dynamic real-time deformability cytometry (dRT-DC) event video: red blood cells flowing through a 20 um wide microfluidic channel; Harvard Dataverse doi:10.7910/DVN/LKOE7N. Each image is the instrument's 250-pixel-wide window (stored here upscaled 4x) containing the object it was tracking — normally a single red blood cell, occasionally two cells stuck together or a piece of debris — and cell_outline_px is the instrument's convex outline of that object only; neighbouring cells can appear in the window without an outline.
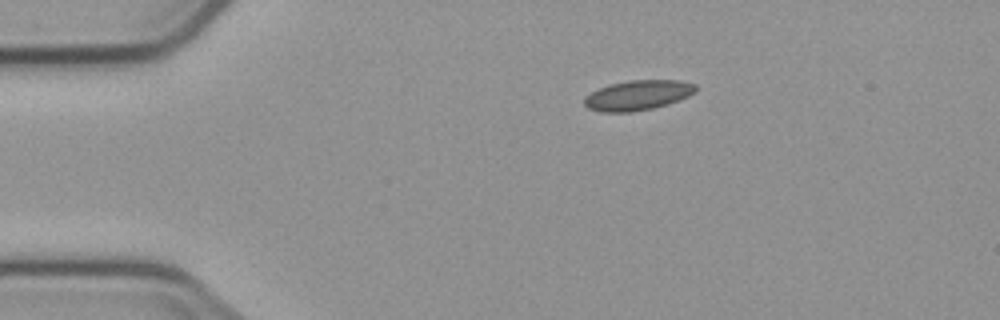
{"species": "common noctule bat (a hibernating species)", "species_latin": "Nyctalus noctula", "temperature_condition": "cold", "stored_images_in_passage": 4, "camera_frame_rate_fps": 3000, "um_per_image_px": 0.085, "animal": {"sex": "male", "body_mass_g": 23.1, "forearm_length_mm": 52.7}, "frame": {"image": 1, "passage_image": 1, "time_ms": 0.0, "image_size_px": [1000, 320], "cell_outline_px": [[696, 92], [688, 96], [668, 104], [652, 108], [632, 112], [600, 112], [588, 108], [584, 104], [584, 96], [608, 84], [628, 80], [680, 80], [696, 84]], "centroid_in_image_um": [54.21, 8.09], "position_along_channel_um": 30.8, "area_um2": 19.54}}